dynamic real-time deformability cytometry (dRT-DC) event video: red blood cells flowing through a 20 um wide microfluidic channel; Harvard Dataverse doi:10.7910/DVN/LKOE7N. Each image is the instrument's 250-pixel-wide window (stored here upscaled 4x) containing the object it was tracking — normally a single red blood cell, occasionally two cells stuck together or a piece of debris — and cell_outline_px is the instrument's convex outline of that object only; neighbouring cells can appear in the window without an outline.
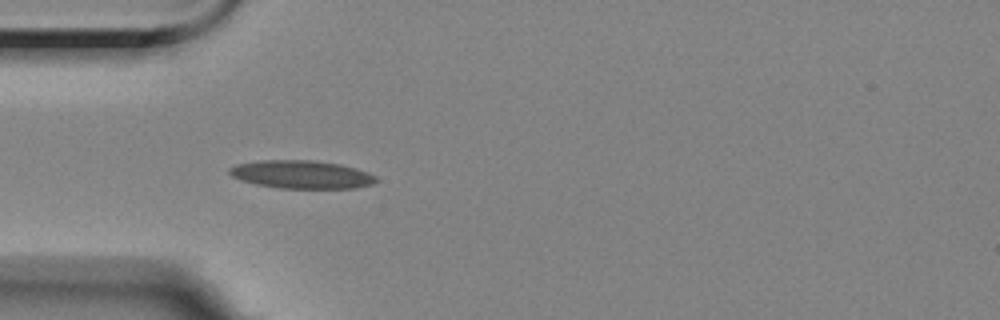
{"species": "Egyptian fruit bat (a non-hibernating species)", "species_latin": "Rousettus aegyptiacus", "temperature_condition": "room temperature", "stored_images_in_passage": 4, "camera_frame_rate_fps": 3000, "um_per_image_px": 0.085, "animal": {"sex": "female"}, "frame": {"image": 1, "passage_image": 4, "time_ms": 4.333, "image_size_px": [1000, 320], "cell_outline_px": [[380, 180], [372, 184], [356, 188], [280, 188], [256, 184], [240, 180], [232, 176], [228, 172], [228, 168], [236, 164], [260, 160], [312, 160], [340, 164], [356, 168], [368, 172], [376, 176]], "centroid_in_image_um": [25.64, 14.83], "position_along_channel_um": 59.4, "area_um2": 24.16}}